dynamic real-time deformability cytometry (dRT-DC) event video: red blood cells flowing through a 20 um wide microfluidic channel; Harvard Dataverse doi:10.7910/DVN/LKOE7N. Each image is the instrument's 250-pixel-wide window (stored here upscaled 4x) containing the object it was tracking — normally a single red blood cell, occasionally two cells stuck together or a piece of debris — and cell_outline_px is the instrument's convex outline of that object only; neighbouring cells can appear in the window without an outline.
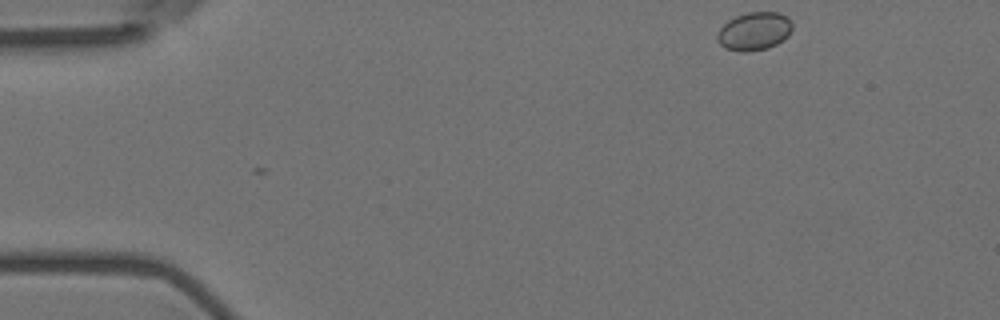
{"species": "Egyptian fruit bat (a non-hibernating species)", "species_latin": "Rousettus aegyptiacus", "temperature_condition": "room temperature", "stored_images_in_passage": 16, "camera_frame_rate_fps": 3000, "um_per_image_px": 0.085, "animal": {"sex": "female"}, "frame": {"image": 1, "passage_image": 1, "time_ms": 0.0, "image_size_px": [1000, 320], "cell_outline_px": [[792, 28], [788, 36], [776, 44], [768, 48], [748, 52], [740, 52], [724, 48], [716, 40], [716, 36], [720, 28], [728, 20], [736, 16], [748, 12], [780, 12], [788, 16], [792, 20]], "centroid_in_image_um": [64.11, 2.65], "position_along_channel_um": 20.9, "area_um2": 16.94}}
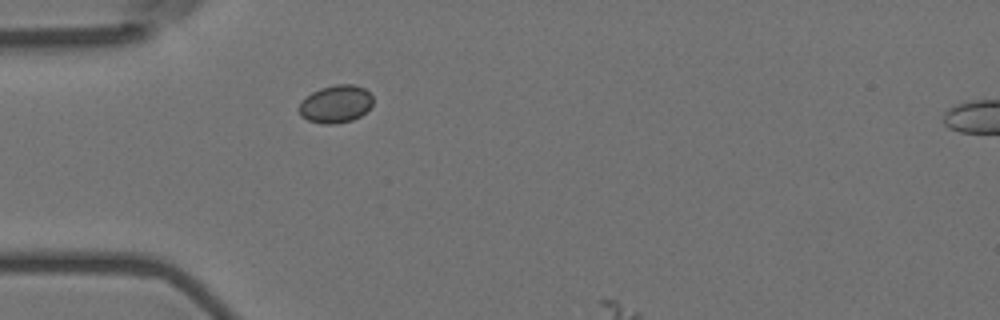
{"frame": {"image": 2, "passage_image": 11, "time_ms": 3.333, "image_size_px": [1000, 320], "cell_outline_px": [[372, 104], [360, 116], [352, 120], [336, 124], [324, 124], [308, 120], [300, 116], [300, 104], [312, 92], [320, 88], [336, 84], [352, 84], [364, 88], [372, 96]], "centroid_in_image_um": [28.55, 8.84], "position_along_channel_um": 56.5, "area_um2": 16.01}}